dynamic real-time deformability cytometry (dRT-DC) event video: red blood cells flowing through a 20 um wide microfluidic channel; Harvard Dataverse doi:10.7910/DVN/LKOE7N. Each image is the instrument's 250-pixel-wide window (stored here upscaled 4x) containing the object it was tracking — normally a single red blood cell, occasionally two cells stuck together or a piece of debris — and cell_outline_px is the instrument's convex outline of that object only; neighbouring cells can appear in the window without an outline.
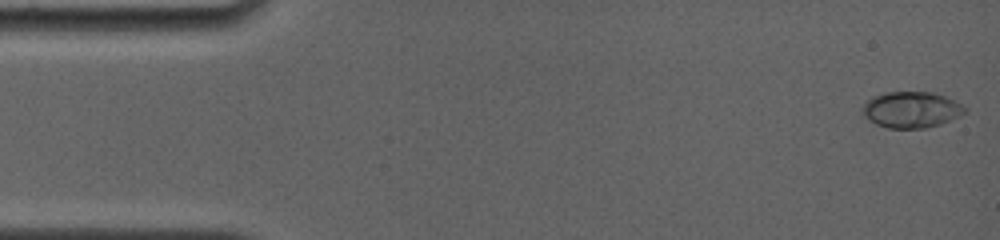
{"species": "common noctule bat (a hibernating species)", "species_latin": "Nyctalus noctula", "temperature_condition": "room temperature", "stored_images_in_passage": 52, "camera_frame_rate_fps": 4000, "um_per_image_px": 0.085, "animal": {"sex": "female", "body_mass_g": 19.0, "forearm_length_mm": 56.7}, "frame": {"image": 1, "passage_image": 1, "time_ms": 0.0, "image_size_px": [1000, 240], "cell_outline_px": [[968, 112], [960, 116], [940, 124], [924, 128], [888, 128], [876, 124], [868, 120], [860, 112], [860, 108], [872, 96], [888, 92], [932, 92], [944, 96], [968, 108]], "centroid_in_image_um": [77.44, 9.33], "position_along_channel_um": 7.6, "area_um2": 21.68}}
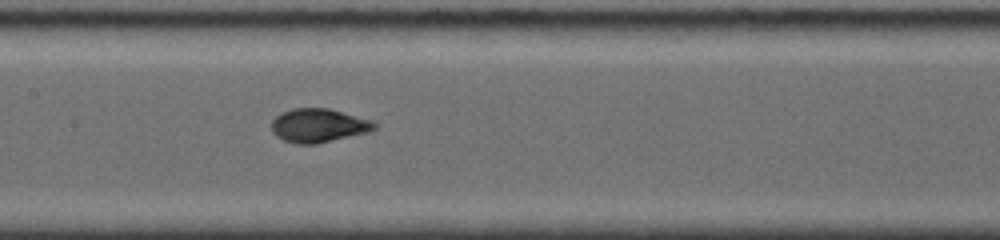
{"frame": {"image": 2, "passage_image": 28, "time_ms": 7.75, "image_size_px": [1000, 240], "cell_outline_px": [[376, 128], [368, 132], [316, 144], [296, 144], [284, 140], [276, 136], [272, 132], [272, 120], [280, 112], [292, 108], [328, 108], [372, 120], [376, 124]], "centroid_in_image_um": [27.05, 10.66], "position_along_channel_um": 180.4, "area_um2": 20.23}}
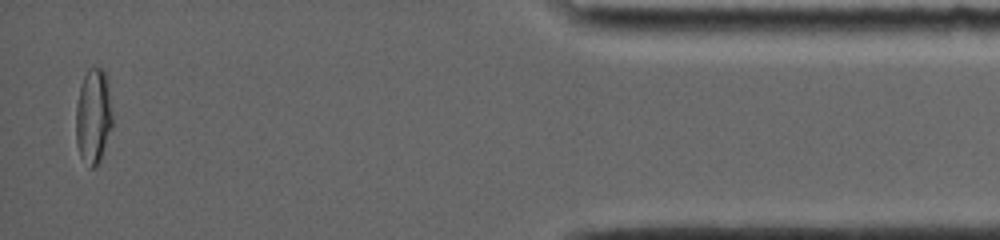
{"frame": {"image": 3, "passage_image": 50, "time_ms": 15.75, "image_size_px": [1000, 240], "cell_outline_px": [[112, 128], [100, 160], [92, 168], [88, 168], [80, 156], [76, 144], [76, 104], [80, 84], [88, 68], [100, 68], [108, 76], [112, 116]], "centroid_in_image_um": [7.93, 9.88], "position_along_channel_um": 427.3, "area_um2": 20.58}, "authors_computed_cell_mechanics": {"area_um2": 20.2011, "velocity_mm_per_s": 3.7986, "shape_relaxation_time_tau1_ms": 6.6384, "shape_relaxation_time_tau2_ms": null, "deformation_change_tau1": 0.2561, "deformation_change_tau2": null}}